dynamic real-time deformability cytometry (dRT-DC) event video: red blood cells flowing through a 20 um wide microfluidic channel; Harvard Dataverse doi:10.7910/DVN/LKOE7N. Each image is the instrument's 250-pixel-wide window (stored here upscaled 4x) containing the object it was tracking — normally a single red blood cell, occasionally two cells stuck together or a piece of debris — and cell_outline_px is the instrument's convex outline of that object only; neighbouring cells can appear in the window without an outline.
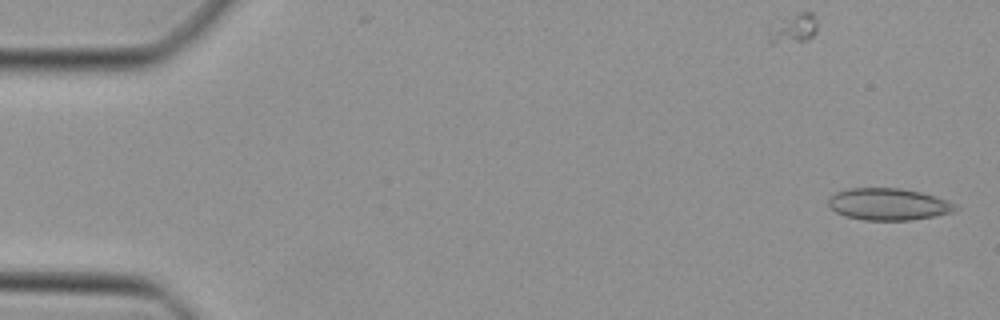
{"species": "Egyptian fruit bat (a non-hibernating species)", "species_latin": "Rousettus aegyptiacus", "temperature_condition": "cold", "stored_images_in_passage": 14, "camera_frame_rate_fps": 3000, "um_per_image_px": 0.085, "animal": {"sex": "female"}, "frame": {"image": 1, "passage_image": 1, "time_ms": 0.0, "image_size_px": [1000, 320], "cell_outline_px": [[960, 208], [956, 212], [936, 216], [912, 220], [864, 220], [844, 216], [836, 212], [828, 204], [828, 200], [836, 192], [848, 188], [900, 188], [920, 192], [936, 196], [956, 204]], "centroid_in_image_um": [75.57, 17.36], "position_along_channel_um": 9.4, "area_um2": 23.81}}